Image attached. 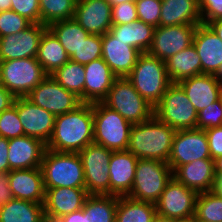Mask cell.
Returning <instances> with one entry per match:
<instances>
[{"mask_svg":"<svg viewBox=\"0 0 222 222\" xmlns=\"http://www.w3.org/2000/svg\"><path fill=\"white\" fill-rule=\"evenodd\" d=\"M93 143V103H82L75 110L55 117L47 149L76 152Z\"/></svg>","mask_w":222,"mask_h":222,"instance_id":"6da1fadb","label":"cell"},{"mask_svg":"<svg viewBox=\"0 0 222 222\" xmlns=\"http://www.w3.org/2000/svg\"><path fill=\"white\" fill-rule=\"evenodd\" d=\"M176 130L155 115L134 124L130 130L128 151L138 159H155L168 163Z\"/></svg>","mask_w":222,"mask_h":222,"instance_id":"7a4b0ae2","label":"cell"},{"mask_svg":"<svg viewBox=\"0 0 222 222\" xmlns=\"http://www.w3.org/2000/svg\"><path fill=\"white\" fill-rule=\"evenodd\" d=\"M135 90L155 107L172 84L167 74L165 61L142 53L131 73L126 77Z\"/></svg>","mask_w":222,"mask_h":222,"instance_id":"3957f363","label":"cell"},{"mask_svg":"<svg viewBox=\"0 0 222 222\" xmlns=\"http://www.w3.org/2000/svg\"><path fill=\"white\" fill-rule=\"evenodd\" d=\"M40 168L45 188L85 187L82 161L76 152L46 149Z\"/></svg>","mask_w":222,"mask_h":222,"instance_id":"277c9868","label":"cell"},{"mask_svg":"<svg viewBox=\"0 0 222 222\" xmlns=\"http://www.w3.org/2000/svg\"><path fill=\"white\" fill-rule=\"evenodd\" d=\"M132 124L103 102L93 103V143L110 149H128Z\"/></svg>","mask_w":222,"mask_h":222,"instance_id":"5b68a950","label":"cell"},{"mask_svg":"<svg viewBox=\"0 0 222 222\" xmlns=\"http://www.w3.org/2000/svg\"><path fill=\"white\" fill-rule=\"evenodd\" d=\"M173 177L168 163L155 159H138L129 198L156 203Z\"/></svg>","mask_w":222,"mask_h":222,"instance_id":"8992f818","label":"cell"},{"mask_svg":"<svg viewBox=\"0 0 222 222\" xmlns=\"http://www.w3.org/2000/svg\"><path fill=\"white\" fill-rule=\"evenodd\" d=\"M102 102L132 125L147 121L154 115V107L135 90L126 77L114 81Z\"/></svg>","mask_w":222,"mask_h":222,"instance_id":"52a82bcc","label":"cell"},{"mask_svg":"<svg viewBox=\"0 0 222 222\" xmlns=\"http://www.w3.org/2000/svg\"><path fill=\"white\" fill-rule=\"evenodd\" d=\"M47 76L37 58L0 61V85L15 97H25Z\"/></svg>","mask_w":222,"mask_h":222,"instance_id":"ba28073f","label":"cell"},{"mask_svg":"<svg viewBox=\"0 0 222 222\" xmlns=\"http://www.w3.org/2000/svg\"><path fill=\"white\" fill-rule=\"evenodd\" d=\"M154 115L175 130L195 129L198 112L178 83H172L154 107Z\"/></svg>","mask_w":222,"mask_h":222,"instance_id":"9c48e42d","label":"cell"},{"mask_svg":"<svg viewBox=\"0 0 222 222\" xmlns=\"http://www.w3.org/2000/svg\"><path fill=\"white\" fill-rule=\"evenodd\" d=\"M112 152L94 143L78 152L84 169L85 189L89 195H110L109 162Z\"/></svg>","mask_w":222,"mask_h":222,"instance_id":"30bf717a","label":"cell"},{"mask_svg":"<svg viewBox=\"0 0 222 222\" xmlns=\"http://www.w3.org/2000/svg\"><path fill=\"white\" fill-rule=\"evenodd\" d=\"M25 97L55 117L73 111L82 104L79 97L63 88L50 75L43 79Z\"/></svg>","mask_w":222,"mask_h":222,"instance_id":"8fae6325","label":"cell"},{"mask_svg":"<svg viewBox=\"0 0 222 222\" xmlns=\"http://www.w3.org/2000/svg\"><path fill=\"white\" fill-rule=\"evenodd\" d=\"M197 195L196 191L172 177L155 203L157 214L176 220L192 219Z\"/></svg>","mask_w":222,"mask_h":222,"instance_id":"7c38bea8","label":"cell"},{"mask_svg":"<svg viewBox=\"0 0 222 222\" xmlns=\"http://www.w3.org/2000/svg\"><path fill=\"white\" fill-rule=\"evenodd\" d=\"M197 159H211L205 130H176L168 159L171 170Z\"/></svg>","mask_w":222,"mask_h":222,"instance_id":"4fadbf2b","label":"cell"},{"mask_svg":"<svg viewBox=\"0 0 222 222\" xmlns=\"http://www.w3.org/2000/svg\"><path fill=\"white\" fill-rule=\"evenodd\" d=\"M196 28L197 25L193 24L155 27L152 44L147 53L160 60H167L193 44Z\"/></svg>","mask_w":222,"mask_h":222,"instance_id":"5bb4252c","label":"cell"},{"mask_svg":"<svg viewBox=\"0 0 222 222\" xmlns=\"http://www.w3.org/2000/svg\"><path fill=\"white\" fill-rule=\"evenodd\" d=\"M47 28L42 23H32L23 31L0 37V61L36 58L40 39Z\"/></svg>","mask_w":222,"mask_h":222,"instance_id":"9a60e30c","label":"cell"},{"mask_svg":"<svg viewBox=\"0 0 222 222\" xmlns=\"http://www.w3.org/2000/svg\"><path fill=\"white\" fill-rule=\"evenodd\" d=\"M73 19L89 34L104 35L112 27V5L107 0H77Z\"/></svg>","mask_w":222,"mask_h":222,"instance_id":"2e32d148","label":"cell"},{"mask_svg":"<svg viewBox=\"0 0 222 222\" xmlns=\"http://www.w3.org/2000/svg\"><path fill=\"white\" fill-rule=\"evenodd\" d=\"M45 190V219H60L66 214L83 209L89 195L85 187H57Z\"/></svg>","mask_w":222,"mask_h":222,"instance_id":"e0dca14e","label":"cell"},{"mask_svg":"<svg viewBox=\"0 0 222 222\" xmlns=\"http://www.w3.org/2000/svg\"><path fill=\"white\" fill-rule=\"evenodd\" d=\"M141 54V51L116 39L109 31L102 35V59L118 78H125L131 73Z\"/></svg>","mask_w":222,"mask_h":222,"instance_id":"ac0fdd59","label":"cell"},{"mask_svg":"<svg viewBox=\"0 0 222 222\" xmlns=\"http://www.w3.org/2000/svg\"><path fill=\"white\" fill-rule=\"evenodd\" d=\"M18 116L24 135L40 139L45 144L51 138L55 116L32 103L26 97H18Z\"/></svg>","mask_w":222,"mask_h":222,"instance_id":"d6986e66","label":"cell"},{"mask_svg":"<svg viewBox=\"0 0 222 222\" xmlns=\"http://www.w3.org/2000/svg\"><path fill=\"white\" fill-rule=\"evenodd\" d=\"M173 177L197 193L216 189L217 177L213 159H197L178 166L173 171Z\"/></svg>","mask_w":222,"mask_h":222,"instance_id":"ffe728a7","label":"cell"},{"mask_svg":"<svg viewBox=\"0 0 222 222\" xmlns=\"http://www.w3.org/2000/svg\"><path fill=\"white\" fill-rule=\"evenodd\" d=\"M47 147L35 137L21 136L9 139L8 161L11 170L41 167Z\"/></svg>","mask_w":222,"mask_h":222,"instance_id":"44dd1931","label":"cell"},{"mask_svg":"<svg viewBox=\"0 0 222 222\" xmlns=\"http://www.w3.org/2000/svg\"><path fill=\"white\" fill-rule=\"evenodd\" d=\"M8 178L15 199L44 204L46 190L40 167L11 170L8 172Z\"/></svg>","mask_w":222,"mask_h":222,"instance_id":"7402d4cb","label":"cell"},{"mask_svg":"<svg viewBox=\"0 0 222 222\" xmlns=\"http://www.w3.org/2000/svg\"><path fill=\"white\" fill-rule=\"evenodd\" d=\"M193 45L201 60V74L215 75L222 64V41L206 24H199Z\"/></svg>","mask_w":222,"mask_h":222,"instance_id":"603a6c76","label":"cell"},{"mask_svg":"<svg viewBox=\"0 0 222 222\" xmlns=\"http://www.w3.org/2000/svg\"><path fill=\"white\" fill-rule=\"evenodd\" d=\"M84 103L102 102L118 78L101 58L84 65Z\"/></svg>","mask_w":222,"mask_h":222,"instance_id":"cb8c5ba5","label":"cell"},{"mask_svg":"<svg viewBox=\"0 0 222 222\" xmlns=\"http://www.w3.org/2000/svg\"><path fill=\"white\" fill-rule=\"evenodd\" d=\"M197 112L222 97V84L215 75L200 74L178 82Z\"/></svg>","mask_w":222,"mask_h":222,"instance_id":"d4e9b609","label":"cell"},{"mask_svg":"<svg viewBox=\"0 0 222 222\" xmlns=\"http://www.w3.org/2000/svg\"><path fill=\"white\" fill-rule=\"evenodd\" d=\"M138 158L130 151H113L109 162L110 195L127 196L133 185Z\"/></svg>","mask_w":222,"mask_h":222,"instance_id":"484cf974","label":"cell"},{"mask_svg":"<svg viewBox=\"0 0 222 222\" xmlns=\"http://www.w3.org/2000/svg\"><path fill=\"white\" fill-rule=\"evenodd\" d=\"M160 26L202 23L198 0H161Z\"/></svg>","mask_w":222,"mask_h":222,"instance_id":"4316f807","label":"cell"},{"mask_svg":"<svg viewBox=\"0 0 222 222\" xmlns=\"http://www.w3.org/2000/svg\"><path fill=\"white\" fill-rule=\"evenodd\" d=\"M172 83L201 74V60L193 44L165 60Z\"/></svg>","mask_w":222,"mask_h":222,"instance_id":"83f0119b","label":"cell"},{"mask_svg":"<svg viewBox=\"0 0 222 222\" xmlns=\"http://www.w3.org/2000/svg\"><path fill=\"white\" fill-rule=\"evenodd\" d=\"M36 58L47 75L53 74L70 60V56L49 28L43 32Z\"/></svg>","mask_w":222,"mask_h":222,"instance_id":"f1b7e54d","label":"cell"},{"mask_svg":"<svg viewBox=\"0 0 222 222\" xmlns=\"http://www.w3.org/2000/svg\"><path fill=\"white\" fill-rule=\"evenodd\" d=\"M154 30V26L136 20L130 24L112 26L109 32L116 39L126 42V45H130L142 53H147L152 44Z\"/></svg>","mask_w":222,"mask_h":222,"instance_id":"f546056e","label":"cell"},{"mask_svg":"<svg viewBox=\"0 0 222 222\" xmlns=\"http://www.w3.org/2000/svg\"><path fill=\"white\" fill-rule=\"evenodd\" d=\"M0 222H45L44 205L13 198L0 208Z\"/></svg>","mask_w":222,"mask_h":222,"instance_id":"4dcf8cb0","label":"cell"},{"mask_svg":"<svg viewBox=\"0 0 222 222\" xmlns=\"http://www.w3.org/2000/svg\"><path fill=\"white\" fill-rule=\"evenodd\" d=\"M156 215L154 203L137 201L128 196H118L116 222H153Z\"/></svg>","mask_w":222,"mask_h":222,"instance_id":"1f68e13d","label":"cell"},{"mask_svg":"<svg viewBox=\"0 0 222 222\" xmlns=\"http://www.w3.org/2000/svg\"><path fill=\"white\" fill-rule=\"evenodd\" d=\"M48 28L58 38L61 46L71 56L90 35L74 19L51 23Z\"/></svg>","mask_w":222,"mask_h":222,"instance_id":"d6a6232c","label":"cell"},{"mask_svg":"<svg viewBox=\"0 0 222 222\" xmlns=\"http://www.w3.org/2000/svg\"><path fill=\"white\" fill-rule=\"evenodd\" d=\"M117 204L115 195H88L83 205L87 222H115Z\"/></svg>","mask_w":222,"mask_h":222,"instance_id":"836d02e7","label":"cell"},{"mask_svg":"<svg viewBox=\"0 0 222 222\" xmlns=\"http://www.w3.org/2000/svg\"><path fill=\"white\" fill-rule=\"evenodd\" d=\"M63 88L74 93L84 103V65L69 60L50 75Z\"/></svg>","mask_w":222,"mask_h":222,"instance_id":"e575fe53","label":"cell"},{"mask_svg":"<svg viewBox=\"0 0 222 222\" xmlns=\"http://www.w3.org/2000/svg\"><path fill=\"white\" fill-rule=\"evenodd\" d=\"M193 219L196 222H222V193L216 189L198 193Z\"/></svg>","mask_w":222,"mask_h":222,"instance_id":"d590c367","label":"cell"},{"mask_svg":"<svg viewBox=\"0 0 222 222\" xmlns=\"http://www.w3.org/2000/svg\"><path fill=\"white\" fill-rule=\"evenodd\" d=\"M77 0H39L40 23L73 19Z\"/></svg>","mask_w":222,"mask_h":222,"instance_id":"8d00e7d4","label":"cell"},{"mask_svg":"<svg viewBox=\"0 0 222 222\" xmlns=\"http://www.w3.org/2000/svg\"><path fill=\"white\" fill-rule=\"evenodd\" d=\"M0 136L8 140L24 136V129L18 116V97L14 105L0 113Z\"/></svg>","mask_w":222,"mask_h":222,"instance_id":"74e56055","label":"cell"},{"mask_svg":"<svg viewBox=\"0 0 222 222\" xmlns=\"http://www.w3.org/2000/svg\"><path fill=\"white\" fill-rule=\"evenodd\" d=\"M102 57V35L90 34L71 56L70 60L86 65Z\"/></svg>","mask_w":222,"mask_h":222,"instance_id":"f35d334b","label":"cell"},{"mask_svg":"<svg viewBox=\"0 0 222 222\" xmlns=\"http://www.w3.org/2000/svg\"><path fill=\"white\" fill-rule=\"evenodd\" d=\"M31 24L25 17L12 10L2 11L0 12V37L16 34Z\"/></svg>","mask_w":222,"mask_h":222,"instance_id":"ab89813d","label":"cell"},{"mask_svg":"<svg viewBox=\"0 0 222 222\" xmlns=\"http://www.w3.org/2000/svg\"><path fill=\"white\" fill-rule=\"evenodd\" d=\"M222 126V97L198 112L196 128L210 129Z\"/></svg>","mask_w":222,"mask_h":222,"instance_id":"60d3db41","label":"cell"},{"mask_svg":"<svg viewBox=\"0 0 222 222\" xmlns=\"http://www.w3.org/2000/svg\"><path fill=\"white\" fill-rule=\"evenodd\" d=\"M135 3L138 20L154 27L160 26L161 0H137Z\"/></svg>","mask_w":222,"mask_h":222,"instance_id":"b9f144b4","label":"cell"},{"mask_svg":"<svg viewBox=\"0 0 222 222\" xmlns=\"http://www.w3.org/2000/svg\"><path fill=\"white\" fill-rule=\"evenodd\" d=\"M138 20L136 3L129 0L112 6V26L130 24Z\"/></svg>","mask_w":222,"mask_h":222,"instance_id":"7bdbcfd3","label":"cell"},{"mask_svg":"<svg viewBox=\"0 0 222 222\" xmlns=\"http://www.w3.org/2000/svg\"><path fill=\"white\" fill-rule=\"evenodd\" d=\"M11 10L31 23H40L39 0H11Z\"/></svg>","mask_w":222,"mask_h":222,"instance_id":"ee69618b","label":"cell"},{"mask_svg":"<svg viewBox=\"0 0 222 222\" xmlns=\"http://www.w3.org/2000/svg\"><path fill=\"white\" fill-rule=\"evenodd\" d=\"M203 24L222 19V0H198Z\"/></svg>","mask_w":222,"mask_h":222,"instance_id":"f6af8a7d","label":"cell"},{"mask_svg":"<svg viewBox=\"0 0 222 222\" xmlns=\"http://www.w3.org/2000/svg\"><path fill=\"white\" fill-rule=\"evenodd\" d=\"M211 159L222 156V126L206 129Z\"/></svg>","mask_w":222,"mask_h":222,"instance_id":"bcb514c9","label":"cell"},{"mask_svg":"<svg viewBox=\"0 0 222 222\" xmlns=\"http://www.w3.org/2000/svg\"><path fill=\"white\" fill-rule=\"evenodd\" d=\"M13 198L9 185L8 172H0V208Z\"/></svg>","mask_w":222,"mask_h":222,"instance_id":"7dc6e473","label":"cell"},{"mask_svg":"<svg viewBox=\"0 0 222 222\" xmlns=\"http://www.w3.org/2000/svg\"><path fill=\"white\" fill-rule=\"evenodd\" d=\"M9 140L0 136V172H9L10 165L8 161Z\"/></svg>","mask_w":222,"mask_h":222,"instance_id":"c3c4849f","label":"cell"},{"mask_svg":"<svg viewBox=\"0 0 222 222\" xmlns=\"http://www.w3.org/2000/svg\"><path fill=\"white\" fill-rule=\"evenodd\" d=\"M16 97L0 85V113L14 105Z\"/></svg>","mask_w":222,"mask_h":222,"instance_id":"681fc988","label":"cell"},{"mask_svg":"<svg viewBox=\"0 0 222 222\" xmlns=\"http://www.w3.org/2000/svg\"><path fill=\"white\" fill-rule=\"evenodd\" d=\"M63 222H87L88 214L83 209L66 214L60 218Z\"/></svg>","mask_w":222,"mask_h":222,"instance_id":"f907efd6","label":"cell"},{"mask_svg":"<svg viewBox=\"0 0 222 222\" xmlns=\"http://www.w3.org/2000/svg\"><path fill=\"white\" fill-rule=\"evenodd\" d=\"M213 32L220 38L222 41V19L211 21L207 24Z\"/></svg>","mask_w":222,"mask_h":222,"instance_id":"816d5d0a","label":"cell"},{"mask_svg":"<svg viewBox=\"0 0 222 222\" xmlns=\"http://www.w3.org/2000/svg\"><path fill=\"white\" fill-rule=\"evenodd\" d=\"M214 167L217 179L222 177V156L214 159Z\"/></svg>","mask_w":222,"mask_h":222,"instance_id":"f5cc1de1","label":"cell"},{"mask_svg":"<svg viewBox=\"0 0 222 222\" xmlns=\"http://www.w3.org/2000/svg\"><path fill=\"white\" fill-rule=\"evenodd\" d=\"M11 10V0H0V12Z\"/></svg>","mask_w":222,"mask_h":222,"instance_id":"db71d44e","label":"cell"},{"mask_svg":"<svg viewBox=\"0 0 222 222\" xmlns=\"http://www.w3.org/2000/svg\"><path fill=\"white\" fill-rule=\"evenodd\" d=\"M179 220L173 218H167L160 215H156L153 222H178Z\"/></svg>","mask_w":222,"mask_h":222,"instance_id":"11a10c76","label":"cell"},{"mask_svg":"<svg viewBox=\"0 0 222 222\" xmlns=\"http://www.w3.org/2000/svg\"><path fill=\"white\" fill-rule=\"evenodd\" d=\"M216 190H217L219 193H222V177H219V178L217 179Z\"/></svg>","mask_w":222,"mask_h":222,"instance_id":"9f6ffc18","label":"cell"},{"mask_svg":"<svg viewBox=\"0 0 222 222\" xmlns=\"http://www.w3.org/2000/svg\"><path fill=\"white\" fill-rule=\"evenodd\" d=\"M217 80L219 81L220 84H222V64L218 70V72L215 74Z\"/></svg>","mask_w":222,"mask_h":222,"instance_id":"6f0895ef","label":"cell"},{"mask_svg":"<svg viewBox=\"0 0 222 222\" xmlns=\"http://www.w3.org/2000/svg\"><path fill=\"white\" fill-rule=\"evenodd\" d=\"M112 6L127 2L129 0H107Z\"/></svg>","mask_w":222,"mask_h":222,"instance_id":"680465c9","label":"cell"},{"mask_svg":"<svg viewBox=\"0 0 222 222\" xmlns=\"http://www.w3.org/2000/svg\"><path fill=\"white\" fill-rule=\"evenodd\" d=\"M45 222H63L61 219H45Z\"/></svg>","mask_w":222,"mask_h":222,"instance_id":"91938a15","label":"cell"},{"mask_svg":"<svg viewBox=\"0 0 222 222\" xmlns=\"http://www.w3.org/2000/svg\"><path fill=\"white\" fill-rule=\"evenodd\" d=\"M178 222H196L193 218L188 220H179Z\"/></svg>","mask_w":222,"mask_h":222,"instance_id":"94428289","label":"cell"}]
</instances>
